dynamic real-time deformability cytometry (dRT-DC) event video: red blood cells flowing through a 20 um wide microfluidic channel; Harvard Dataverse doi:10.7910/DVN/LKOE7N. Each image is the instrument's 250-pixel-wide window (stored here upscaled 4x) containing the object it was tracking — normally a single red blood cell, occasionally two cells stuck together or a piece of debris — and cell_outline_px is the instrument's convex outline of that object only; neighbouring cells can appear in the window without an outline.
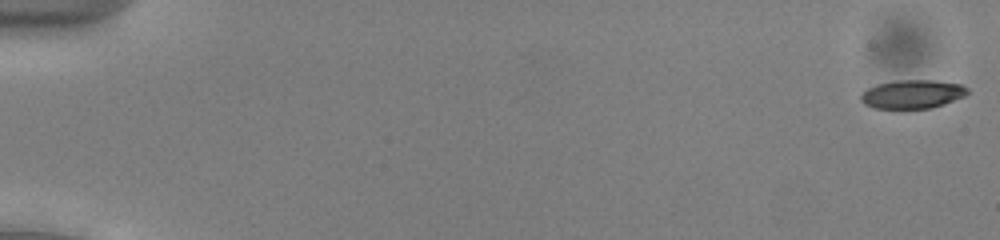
{"species": "common noctule bat (a hibernating species)", "species_latin": "Nyctalus noctula", "temperature_condition": "cold", "stored_images_in_passage": 54, "camera_frame_rate_fps": 3000, "um_per_image_px": 0.085, "animal": {"sex": "male", "body_mass_g": 13.0, "forearm_length_mm": 53.1}, "frame": {"image": 1, "passage_image": 1, "time_ms": 0.0, "image_size_px": [1000, 240], "cell_outline_px": [[968, 92], [964, 96], [944, 104], [932, 108], [872, 108], [864, 104], [860, 100], [860, 96], [868, 88], [880, 84], [900, 80], [932, 80], [960, 84], [968, 88]], "centroid_in_image_um": [77.56, 8.01], "position_along_channel_um": 7.4, "area_um2": 17.57}}
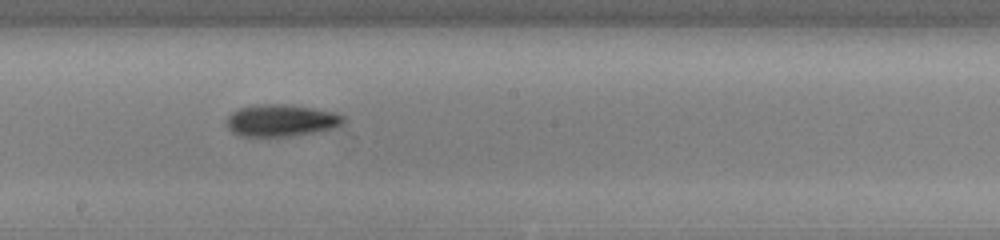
{"frame": {"image": 2, "passage_image": 31, "time_ms": 10.0, "image_size_px": [1000, 240], "cell_outline_px": [[344, 120], [340, 124], [324, 132], [292, 136], [240, 136], [232, 132], [228, 128], [228, 116], [232, 112], [240, 108], [252, 104], [284, 104], [312, 108], [336, 112], [344, 116]], "centroid_in_image_um": [23.92, 10.24], "position_along_channel_um": 224.3, "area_um2": 21.91}}
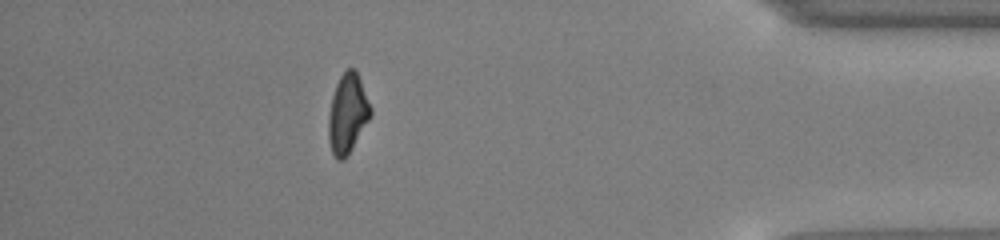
{"frame": {"image": 3, "passage_image": 48, "time_ms": 15.667, "image_size_px": [1000, 240], "cell_outline_px": [[372, 116], [352, 148], [344, 160], [336, 160], [332, 152], [328, 140], [328, 116], [332, 96], [336, 84], [340, 76], [348, 68], [356, 68], [372, 108]], "centroid_in_image_um": [29.55, 9.66], "position_along_channel_um": 405.6, "area_um2": 19.71}, "authors_computed_cell_mechanics": {"area_um2": 19.7965, "velocity_mm_per_s": 3.9182, "shape_relaxation_time_tau1_ms": 4.1, "shape_relaxation_time_tau2_ms": 9.5879, "deformation_change_tau1": 0.1304, "deformation_change_tau2": 0.1835}}